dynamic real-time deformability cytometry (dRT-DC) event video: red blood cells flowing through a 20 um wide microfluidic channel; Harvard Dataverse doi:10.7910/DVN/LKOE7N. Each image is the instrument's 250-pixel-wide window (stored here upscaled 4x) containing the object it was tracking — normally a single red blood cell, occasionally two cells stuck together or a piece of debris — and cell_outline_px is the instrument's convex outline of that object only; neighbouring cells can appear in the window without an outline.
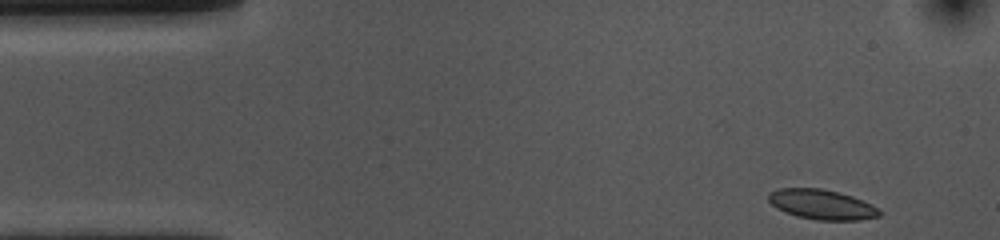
{"species": "common noctule bat (a hibernating species)", "species_latin": "Nyctalus noctula", "temperature_condition": "cold", "stored_images_in_passage": 42, "camera_frame_rate_fps": 3000, "um_per_image_px": 0.085, "animal": {"sex": "female", "body_mass_g": 10.0, "forearm_length_mm": 53.1}, "frame": {"image": 1, "passage_image": 1, "time_ms": 0.0, "image_size_px": [1000, 240], "cell_outline_px": [[880, 216], [860, 220], [816, 220], [796, 216], [776, 208], [768, 200], [768, 192], [780, 188], [820, 188], [840, 192], [852, 196], [872, 204], [880, 208]], "centroid_in_image_um": [69.86, 17.38], "position_along_channel_um": 15.1, "area_um2": 19.48}}
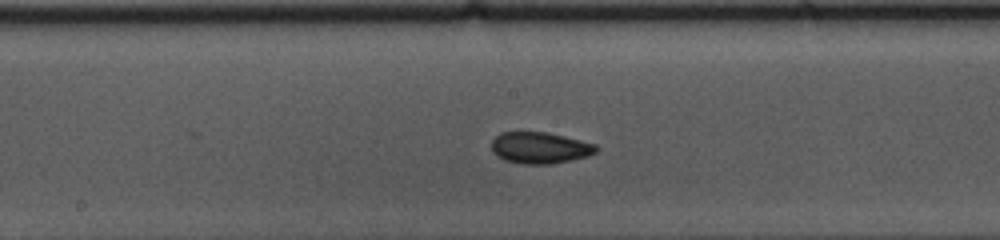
{"frame": {"image": 2, "passage_image": 23, "time_ms": 7.333, "image_size_px": [1000, 240], "cell_outline_px": [[600, 148], [596, 152], [588, 156], [552, 164], [520, 164], [504, 160], [496, 156], [492, 152], [492, 140], [500, 132], [548, 132], [596, 144]], "centroid_in_image_um": [45.89, 12.57], "position_along_channel_um": 202.3, "area_um2": 19.36}}
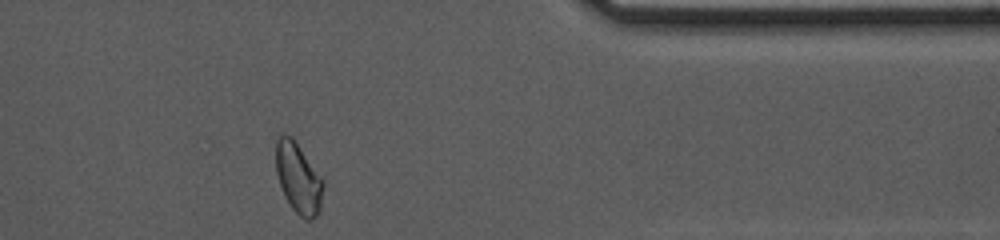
{"frame": {"image": 3, "passage_image": 40, "time_ms": 13.0, "image_size_px": [1000, 240], "cell_outline_px": [[324, 188], [320, 212], [312, 220], [304, 220], [292, 208], [284, 196], [276, 172], [276, 136], [280, 132], [284, 132], [292, 136], [296, 140], [324, 180]], "centroid_in_image_um": [25.37, 15.1], "position_along_channel_um": 386.0, "area_um2": 20.06}, "authors_computed_cell_mechanics": {"area_um2": 19.1318, "velocity_mm_per_s": 3.6483, "shape_relaxation_time_tau1_ms": null, "shape_relaxation_time_tau2_ms": 1.8288, "deformation_change_tau1": null, "deformation_change_tau2": 0.058}}